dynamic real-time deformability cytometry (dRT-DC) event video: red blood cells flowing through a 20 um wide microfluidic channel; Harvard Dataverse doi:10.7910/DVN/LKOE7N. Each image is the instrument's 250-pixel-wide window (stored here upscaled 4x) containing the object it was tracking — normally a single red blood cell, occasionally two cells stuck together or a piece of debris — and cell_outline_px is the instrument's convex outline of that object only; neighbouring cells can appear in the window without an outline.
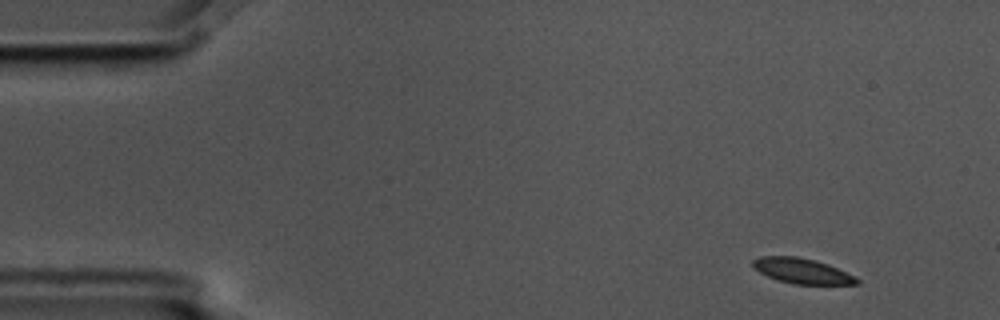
{"species": "common noctule bat (a hibernating species)", "species_latin": "Nyctalus noctula", "temperature_condition": "cold", "stored_images_in_passage": 5, "camera_frame_rate_fps": 3000, "um_per_image_px": 0.085, "animal": {"sex": "male", "body_mass_g": 17.5, "forearm_length_mm": 52.3}, "frame": {"image": 1, "passage_image": 1, "time_ms": 0.0, "image_size_px": [1000, 320], "cell_outline_px": [[860, 284], [792, 284], [768, 276], [760, 272], [752, 264], [752, 260], [760, 256], [796, 256], [816, 260], [828, 264], [856, 276], [860, 280]], "centroid_in_image_um": [68.22, 23.02], "position_along_channel_um": 16.8, "area_um2": 15.26}}
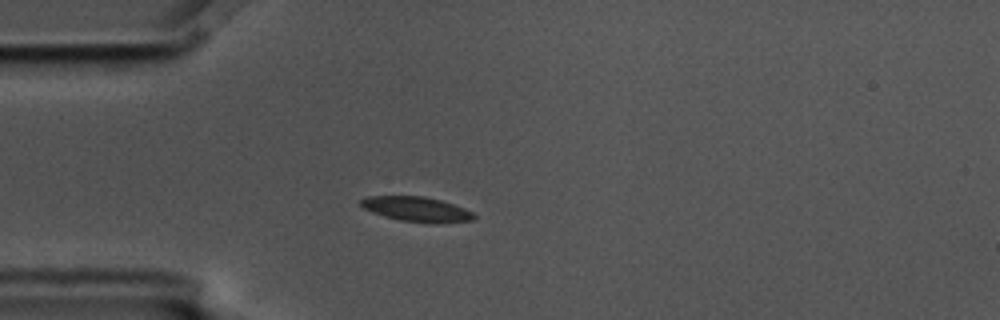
{"frame": {"image": 2, "passage_image": 4, "time_ms": 1.0, "image_size_px": [1000, 320], "cell_outline_px": [[476, 216], [472, 220], [432, 224], [428, 224], [400, 220], [384, 216], [372, 212], [364, 208], [360, 204], [360, 200], [368, 196], [424, 196], [440, 200], [464, 208], [472, 212]], "centroid_in_image_um": [35.41, 17.79], "position_along_channel_um": 49.6, "area_um2": 16.36}}